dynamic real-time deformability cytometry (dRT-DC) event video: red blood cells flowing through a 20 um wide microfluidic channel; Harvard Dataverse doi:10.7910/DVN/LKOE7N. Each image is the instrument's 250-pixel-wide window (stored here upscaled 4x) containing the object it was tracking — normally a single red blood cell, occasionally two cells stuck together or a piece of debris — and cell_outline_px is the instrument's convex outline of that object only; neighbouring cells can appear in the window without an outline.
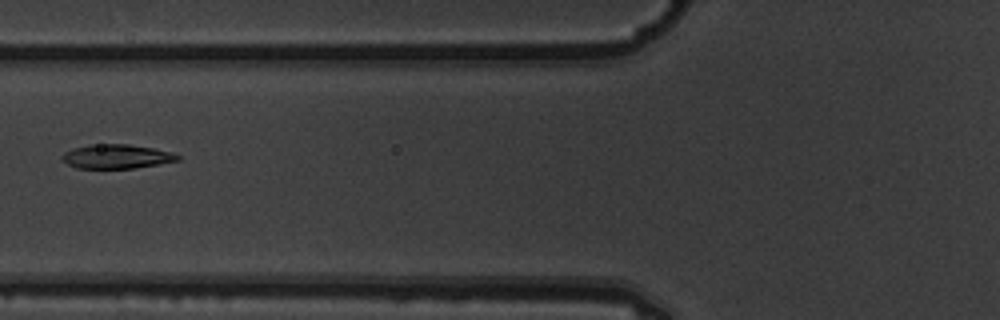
{"species": "common noctule bat (a hibernating species)", "species_latin": "Nyctalus noctula", "temperature_condition": "warm", "stored_images_in_passage": 5, "camera_frame_rate_fps": 3000, "um_per_image_px": 0.085, "animal": {"sex": "male", "body_mass_g": 19.5, "forearm_length_mm": 54.6}, "frame": {"image": 1, "passage_image": 3, "time_ms": 0.667, "image_size_px": [1000, 320], "cell_outline_px": [[180, 160], [132, 168], [76, 168], [68, 164], [60, 156], [64, 152], [72, 148], [88, 144], [128, 144], [152, 148], [172, 152], [180, 156]], "centroid_in_image_um": [9.87, 13.29], "position_along_channel_um": 115.9, "area_um2": 16.18}}
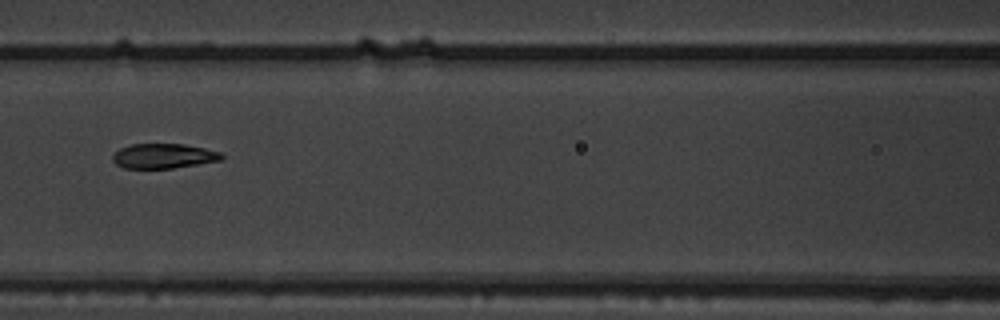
{"frame": {"image": 2, "passage_image": 4, "time_ms": 1.0, "image_size_px": [1000, 320], "cell_outline_px": [[224, 156], [220, 160], [172, 168], [124, 168], [116, 164], [112, 160], [112, 156], [120, 148], [132, 144], [184, 144], [204, 148], [220, 152]], "centroid_in_image_um": [13.88, 13.25], "position_along_channel_um": 152.7, "area_um2": 15.55}}
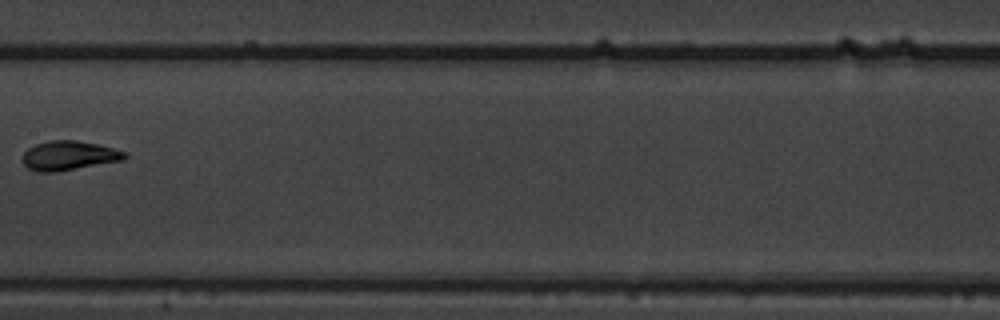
{"frame": {"image": 3, "passage_image": 5, "time_ms": 1.333, "image_size_px": [1000, 320], "cell_outline_px": [[128, 156], [124, 160], [56, 172], [40, 172], [28, 168], [24, 164], [24, 152], [28, 148], [36, 144], [48, 140], [76, 140], [96, 144], [128, 152]], "centroid_in_image_um": [5.88, 13.22], "position_along_channel_um": 201.5, "area_um2": 17.4}}